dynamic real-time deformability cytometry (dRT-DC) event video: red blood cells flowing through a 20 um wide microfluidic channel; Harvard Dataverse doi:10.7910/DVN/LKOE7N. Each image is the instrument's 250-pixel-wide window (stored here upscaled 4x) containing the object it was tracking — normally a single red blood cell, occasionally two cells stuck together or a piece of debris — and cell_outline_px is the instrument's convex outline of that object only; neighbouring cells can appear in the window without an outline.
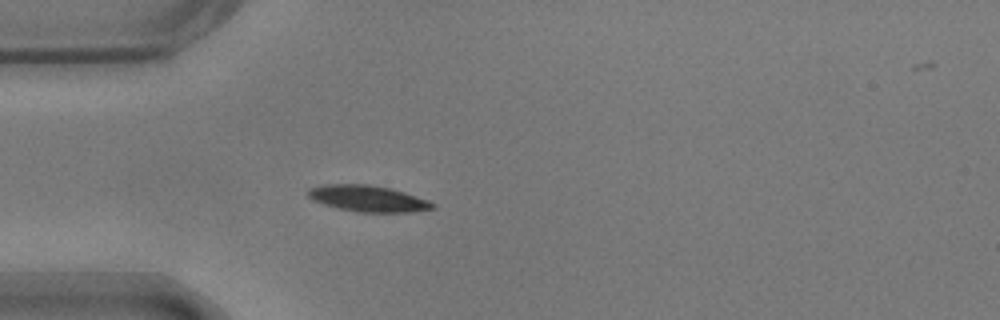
{"species": "common noctule bat (a hibernating species)", "species_latin": "Nyctalus noctula", "temperature_condition": "warm", "stored_images_in_passage": 40, "camera_frame_rate_fps": 3000, "um_per_image_px": 0.085, "animal": {"sex": "male", "body_mass_g": 17.9}, "frame": {"image": 1, "passage_image": 1, "time_ms": 0.0, "image_size_px": [1000, 320], "cell_outline_px": [[436, 208], [412, 212], [356, 212], [324, 204], [312, 200], [308, 196], [308, 188], [324, 184], [368, 184], [392, 188], [428, 200], [436, 204]], "centroid_in_image_um": [31.29, 16.87], "position_along_channel_um": 53.7, "area_um2": 19.13}}
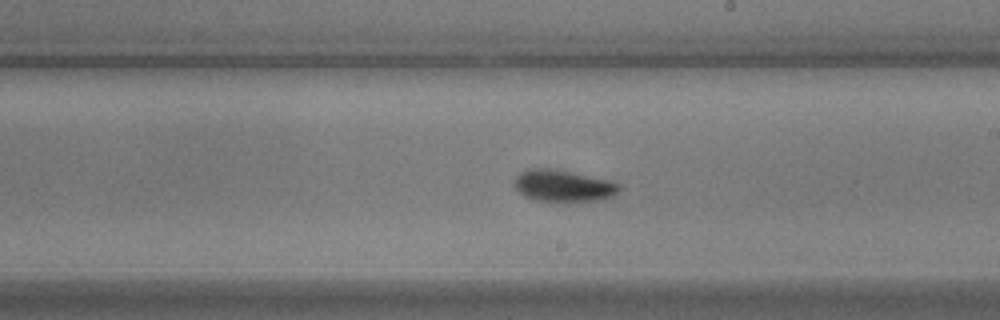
{"frame": {"image": 2, "passage_image": 17, "time_ms": 5.333, "image_size_px": [1000, 320], "cell_outline_px": [[620, 188], [612, 196], [604, 200], [568, 204], [532, 200], [524, 196], [512, 184], [512, 180], [520, 172], [528, 168], [556, 168], [608, 180], [620, 184]], "centroid_in_image_um": [47.84, 15.83], "position_along_channel_um": 241.2, "area_um2": 20.4}}
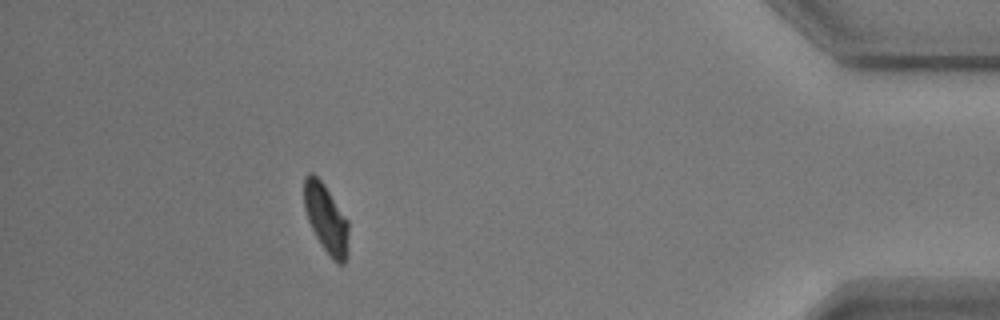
{"frame": {"image": 3, "passage_image": 35, "time_ms": 11.333, "image_size_px": [1000, 320], "cell_outline_px": [[348, 256], [344, 264], [340, 264], [332, 260], [316, 236], [308, 220], [304, 208], [304, 176], [308, 172], [312, 172], [324, 184], [348, 220]], "centroid_in_image_um": [27.72, 18.58], "position_along_channel_um": 407.5, "area_um2": 17.86}, "authors_computed_cell_mechanics": {"area_um2": 18.6116, "velocity_mm_per_s": 3.6377, "shape_relaxation_time_tau1_ms": 3.4787, "shape_relaxation_time_tau2_ms": 2.0545, "deformation_change_tau1": 0.1675, "deformation_change_tau2": 0.0589}}